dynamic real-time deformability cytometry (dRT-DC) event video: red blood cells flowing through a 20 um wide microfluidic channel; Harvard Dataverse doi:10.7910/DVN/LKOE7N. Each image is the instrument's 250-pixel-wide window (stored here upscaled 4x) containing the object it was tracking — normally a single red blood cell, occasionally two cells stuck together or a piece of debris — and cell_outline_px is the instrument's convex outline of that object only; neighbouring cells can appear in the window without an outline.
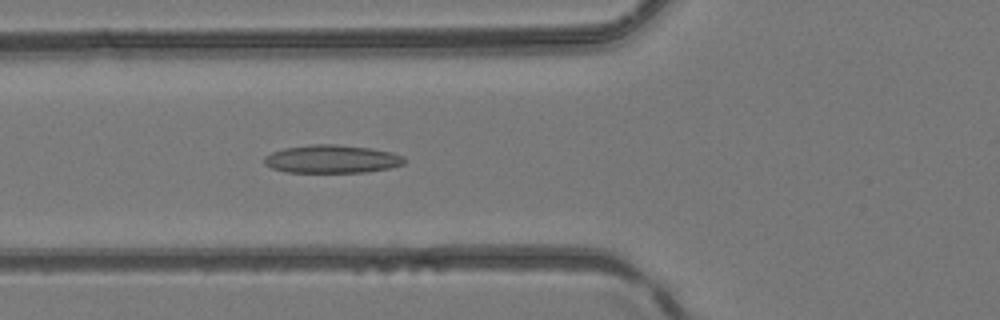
{"species": "common noctule bat (a hibernating species)", "species_latin": "Nyctalus noctula", "temperature_condition": "room temperature", "stored_images_in_passage": 40, "camera_frame_rate_fps": 3000, "um_per_image_px": 0.085, "animal": {"sex": "female", "body_mass_g": 24.6, "forearm_length_mm": 56.2}, "frame": {"image": 1, "passage_image": 10, "time_ms": 3.0, "image_size_px": [1000, 320], "cell_outline_px": [[404, 164], [388, 168], [368, 172], [284, 172], [272, 168], [264, 164], [264, 156], [272, 152], [284, 148], [312, 144], [336, 144], [372, 148], [392, 152], [404, 156]], "centroid_in_image_um": [28.2, 13.51], "position_along_channel_um": 97.6, "area_um2": 23.06}}
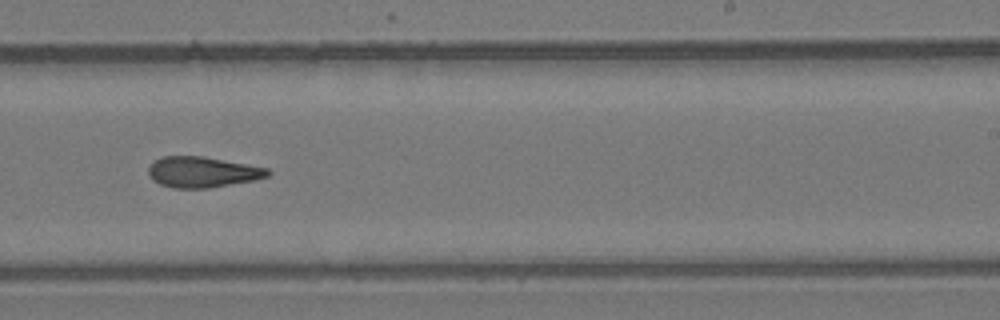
{"frame": {"image": 2, "passage_image": 22, "time_ms": 7.0, "image_size_px": [1000, 320], "cell_outline_px": [[272, 172], [268, 176], [252, 180], [208, 188], [172, 188], [160, 184], [152, 180], [148, 176], [148, 168], [160, 156], [204, 156], [268, 168]], "centroid_in_image_um": [17.18, 14.62], "position_along_channel_um": 271.8, "area_um2": 21.33}}
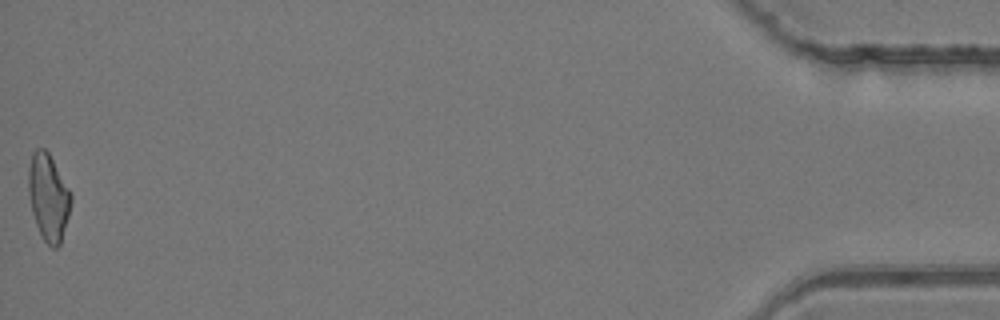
{"frame": {"image": 3, "passage_image": 40, "time_ms": 13.0, "image_size_px": [1000, 320], "cell_outline_px": [[72, 200], [68, 216], [60, 244], [56, 248], [52, 248], [44, 240], [36, 224], [32, 212], [28, 192], [28, 168], [32, 152], [36, 148], [44, 148], [48, 152], [72, 192]], "centroid_in_image_um": [4.11, 16.73], "position_along_channel_um": 431.1, "area_um2": 21.56}}